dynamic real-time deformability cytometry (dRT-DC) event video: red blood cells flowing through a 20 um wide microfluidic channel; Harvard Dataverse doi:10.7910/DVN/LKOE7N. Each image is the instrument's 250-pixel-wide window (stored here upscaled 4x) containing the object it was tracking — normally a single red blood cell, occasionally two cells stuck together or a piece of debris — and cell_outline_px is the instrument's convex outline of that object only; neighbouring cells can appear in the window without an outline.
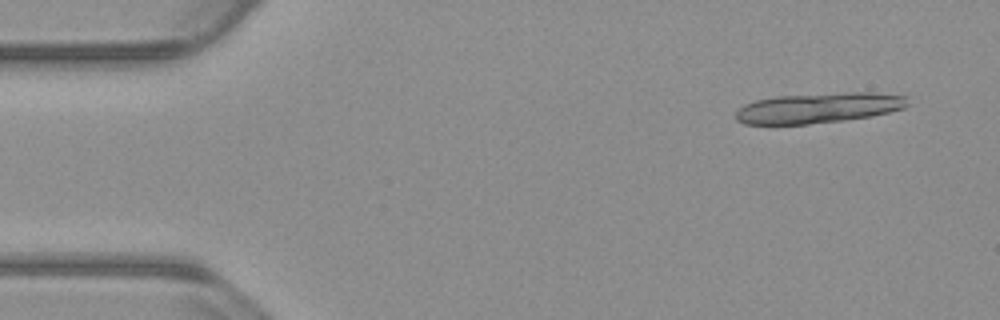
{"species": "common noctule bat (a hibernating species)", "species_latin": "Nyctalus noctula", "temperature_condition": "warm", "stored_images_in_passage": 18, "camera_frame_rate_fps": 3000, "um_per_image_px": 0.085, "animal": {"sex": "male", "body_mass_g": 23.1, "forearm_length_mm": 52.7}, "frame": {"image": 1, "passage_image": 4, "time_ms": 1.0, "image_size_px": [1000, 320], "cell_outline_px": [[908, 104], [904, 108], [872, 116], [844, 120], [808, 124], [744, 124], [736, 120], [736, 112], [744, 104], [756, 100], [776, 96], [848, 92], [876, 92], [904, 96]], "centroid_in_image_um": [69.56, 9.17], "position_along_channel_um": 15.4, "area_um2": 30.29}}